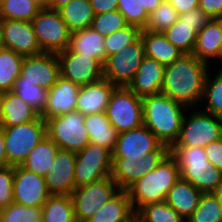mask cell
I'll return each instance as SVG.
<instances>
[{"mask_svg": "<svg viewBox=\"0 0 222 222\" xmlns=\"http://www.w3.org/2000/svg\"><path fill=\"white\" fill-rule=\"evenodd\" d=\"M209 65L192 54H184L172 64L165 66L161 93L195 109L202 102L203 90Z\"/></svg>", "mask_w": 222, "mask_h": 222, "instance_id": "cell-1", "label": "cell"}, {"mask_svg": "<svg viewBox=\"0 0 222 222\" xmlns=\"http://www.w3.org/2000/svg\"><path fill=\"white\" fill-rule=\"evenodd\" d=\"M143 125L171 148L178 139L186 106L160 93L142 98Z\"/></svg>", "mask_w": 222, "mask_h": 222, "instance_id": "cell-2", "label": "cell"}, {"mask_svg": "<svg viewBox=\"0 0 222 222\" xmlns=\"http://www.w3.org/2000/svg\"><path fill=\"white\" fill-rule=\"evenodd\" d=\"M179 179V166L169 153L155 169L126 189L134 213L147 204L165 201L169 190Z\"/></svg>", "mask_w": 222, "mask_h": 222, "instance_id": "cell-3", "label": "cell"}, {"mask_svg": "<svg viewBox=\"0 0 222 222\" xmlns=\"http://www.w3.org/2000/svg\"><path fill=\"white\" fill-rule=\"evenodd\" d=\"M170 154L179 166L180 178L202 193H214L222 182V172L208 161L204 148L172 146Z\"/></svg>", "mask_w": 222, "mask_h": 222, "instance_id": "cell-4", "label": "cell"}, {"mask_svg": "<svg viewBox=\"0 0 222 222\" xmlns=\"http://www.w3.org/2000/svg\"><path fill=\"white\" fill-rule=\"evenodd\" d=\"M1 128L7 162L14 167L21 166L30 151L47 136L46 122L40 115L31 122Z\"/></svg>", "mask_w": 222, "mask_h": 222, "instance_id": "cell-5", "label": "cell"}, {"mask_svg": "<svg viewBox=\"0 0 222 222\" xmlns=\"http://www.w3.org/2000/svg\"><path fill=\"white\" fill-rule=\"evenodd\" d=\"M184 115L181 130L173 146L202 147L222 138V118L202 109ZM194 111V112H193Z\"/></svg>", "mask_w": 222, "mask_h": 222, "instance_id": "cell-6", "label": "cell"}, {"mask_svg": "<svg viewBox=\"0 0 222 222\" xmlns=\"http://www.w3.org/2000/svg\"><path fill=\"white\" fill-rule=\"evenodd\" d=\"M85 115L73 111L46 120V134L59 149L78 152L89 143V135L84 124Z\"/></svg>", "mask_w": 222, "mask_h": 222, "instance_id": "cell-7", "label": "cell"}, {"mask_svg": "<svg viewBox=\"0 0 222 222\" xmlns=\"http://www.w3.org/2000/svg\"><path fill=\"white\" fill-rule=\"evenodd\" d=\"M118 133L143 125V102L128 87H116L105 111Z\"/></svg>", "mask_w": 222, "mask_h": 222, "instance_id": "cell-8", "label": "cell"}, {"mask_svg": "<svg viewBox=\"0 0 222 222\" xmlns=\"http://www.w3.org/2000/svg\"><path fill=\"white\" fill-rule=\"evenodd\" d=\"M31 24L42 52L57 54L68 48L71 32L58 10L43 7Z\"/></svg>", "mask_w": 222, "mask_h": 222, "instance_id": "cell-9", "label": "cell"}, {"mask_svg": "<svg viewBox=\"0 0 222 222\" xmlns=\"http://www.w3.org/2000/svg\"><path fill=\"white\" fill-rule=\"evenodd\" d=\"M144 57V44L139 36L118 53L106 57L103 62V78L108 79L116 87H127Z\"/></svg>", "mask_w": 222, "mask_h": 222, "instance_id": "cell-10", "label": "cell"}, {"mask_svg": "<svg viewBox=\"0 0 222 222\" xmlns=\"http://www.w3.org/2000/svg\"><path fill=\"white\" fill-rule=\"evenodd\" d=\"M112 152L100 145L89 143L76 152L75 188H80L111 176Z\"/></svg>", "mask_w": 222, "mask_h": 222, "instance_id": "cell-11", "label": "cell"}, {"mask_svg": "<svg viewBox=\"0 0 222 222\" xmlns=\"http://www.w3.org/2000/svg\"><path fill=\"white\" fill-rule=\"evenodd\" d=\"M120 189L111 177L76 188L71 194L77 222H87Z\"/></svg>", "mask_w": 222, "mask_h": 222, "instance_id": "cell-12", "label": "cell"}, {"mask_svg": "<svg viewBox=\"0 0 222 222\" xmlns=\"http://www.w3.org/2000/svg\"><path fill=\"white\" fill-rule=\"evenodd\" d=\"M148 151H170L145 126L118 134L112 151V159L139 160Z\"/></svg>", "mask_w": 222, "mask_h": 222, "instance_id": "cell-13", "label": "cell"}, {"mask_svg": "<svg viewBox=\"0 0 222 222\" xmlns=\"http://www.w3.org/2000/svg\"><path fill=\"white\" fill-rule=\"evenodd\" d=\"M60 73L65 79L82 86L103 78V63L93 56L81 55L66 49L57 53Z\"/></svg>", "mask_w": 222, "mask_h": 222, "instance_id": "cell-14", "label": "cell"}, {"mask_svg": "<svg viewBox=\"0 0 222 222\" xmlns=\"http://www.w3.org/2000/svg\"><path fill=\"white\" fill-rule=\"evenodd\" d=\"M170 151H148L139 160L112 159L111 178L119 189L126 190L136 180L155 169Z\"/></svg>", "mask_w": 222, "mask_h": 222, "instance_id": "cell-15", "label": "cell"}, {"mask_svg": "<svg viewBox=\"0 0 222 222\" xmlns=\"http://www.w3.org/2000/svg\"><path fill=\"white\" fill-rule=\"evenodd\" d=\"M1 47L24 57L43 53L30 21L1 20Z\"/></svg>", "mask_w": 222, "mask_h": 222, "instance_id": "cell-16", "label": "cell"}, {"mask_svg": "<svg viewBox=\"0 0 222 222\" xmlns=\"http://www.w3.org/2000/svg\"><path fill=\"white\" fill-rule=\"evenodd\" d=\"M76 152L59 149L47 174L45 184L50 195L71 196L75 188Z\"/></svg>", "mask_w": 222, "mask_h": 222, "instance_id": "cell-17", "label": "cell"}, {"mask_svg": "<svg viewBox=\"0 0 222 222\" xmlns=\"http://www.w3.org/2000/svg\"><path fill=\"white\" fill-rule=\"evenodd\" d=\"M13 194L14 203L29 207H42L51 196L44 177L21 166L14 167Z\"/></svg>", "mask_w": 222, "mask_h": 222, "instance_id": "cell-18", "label": "cell"}, {"mask_svg": "<svg viewBox=\"0 0 222 222\" xmlns=\"http://www.w3.org/2000/svg\"><path fill=\"white\" fill-rule=\"evenodd\" d=\"M20 76L26 81L35 82L44 89H50L61 76L60 62L55 53H41L24 57Z\"/></svg>", "mask_w": 222, "mask_h": 222, "instance_id": "cell-19", "label": "cell"}, {"mask_svg": "<svg viewBox=\"0 0 222 222\" xmlns=\"http://www.w3.org/2000/svg\"><path fill=\"white\" fill-rule=\"evenodd\" d=\"M79 89V85L60 76L49 89L46 107L40 116L46 121L75 111Z\"/></svg>", "mask_w": 222, "mask_h": 222, "instance_id": "cell-20", "label": "cell"}, {"mask_svg": "<svg viewBox=\"0 0 222 222\" xmlns=\"http://www.w3.org/2000/svg\"><path fill=\"white\" fill-rule=\"evenodd\" d=\"M165 66L158 61L144 57L133 80L127 86L138 97L144 98L161 93Z\"/></svg>", "mask_w": 222, "mask_h": 222, "instance_id": "cell-21", "label": "cell"}, {"mask_svg": "<svg viewBox=\"0 0 222 222\" xmlns=\"http://www.w3.org/2000/svg\"><path fill=\"white\" fill-rule=\"evenodd\" d=\"M115 88L116 86L105 78L80 86L75 111L84 115L105 112Z\"/></svg>", "mask_w": 222, "mask_h": 222, "instance_id": "cell-22", "label": "cell"}, {"mask_svg": "<svg viewBox=\"0 0 222 222\" xmlns=\"http://www.w3.org/2000/svg\"><path fill=\"white\" fill-rule=\"evenodd\" d=\"M40 114L12 91L0 97V127H12L35 120Z\"/></svg>", "mask_w": 222, "mask_h": 222, "instance_id": "cell-23", "label": "cell"}, {"mask_svg": "<svg viewBox=\"0 0 222 222\" xmlns=\"http://www.w3.org/2000/svg\"><path fill=\"white\" fill-rule=\"evenodd\" d=\"M221 42L222 19H210L198 32L192 55L210 65L212 59L218 58Z\"/></svg>", "mask_w": 222, "mask_h": 222, "instance_id": "cell-24", "label": "cell"}, {"mask_svg": "<svg viewBox=\"0 0 222 222\" xmlns=\"http://www.w3.org/2000/svg\"><path fill=\"white\" fill-rule=\"evenodd\" d=\"M202 195L190 182L180 178L169 190L165 202L186 221L197 208Z\"/></svg>", "mask_w": 222, "mask_h": 222, "instance_id": "cell-25", "label": "cell"}, {"mask_svg": "<svg viewBox=\"0 0 222 222\" xmlns=\"http://www.w3.org/2000/svg\"><path fill=\"white\" fill-rule=\"evenodd\" d=\"M135 213L126 190H119L87 222H134Z\"/></svg>", "mask_w": 222, "mask_h": 222, "instance_id": "cell-26", "label": "cell"}, {"mask_svg": "<svg viewBox=\"0 0 222 222\" xmlns=\"http://www.w3.org/2000/svg\"><path fill=\"white\" fill-rule=\"evenodd\" d=\"M140 36L144 44L145 57L154 59L164 66L172 64L184 55L161 32L142 30Z\"/></svg>", "mask_w": 222, "mask_h": 222, "instance_id": "cell-27", "label": "cell"}, {"mask_svg": "<svg viewBox=\"0 0 222 222\" xmlns=\"http://www.w3.org/2000/svg\"><path fill=\"white\" fill-rule=\"evenodd\" d=\"M105 36L91 27L77 30L70 34L68 50L81 55L93 56L102 63L106 59V49L104 45Z\"/></svg>", "mask_w": 222, "mask_h": 222, "instance_id": "cell-28", "label": "cell"}, {"mask_svg": "<svg viewBox=\"0 0 222 222\" xmlns=\"http://www.w3.org/2000/svg\"><path fill=\"white\" fill-rule=\"evenodd\" d=\"M84 124L90 143L113 151L119 133L110 124L105 112L85 115Z\"/></svg>", "mask_w": 222, "mask_h": 222, "instance_id": "cell-29", "label": "cell"}, {"mask_svg": "<svg viewBox=\"0 0 222 222\" xmlns=\"http://www.w3.org/2000/svg\"><path fill=\"white\" fill-rule=\"evenodd\" d=\"M58 146L47 136L29 153L21 167L44 177L58 152Z\"/></svg>", "mask_w": 222, "mask_h": 222, "instance_id": "cell-30", "label": "cell"}, {"mask_svg": "<svg viewBox=\"0 0 222 222\" xmlns=\"http://www.w3.org/2000/svg\"><path fill=\"white\" fill-rule=\"evenodd\" d=\"M58 12L71 33L91 27L95 17L89 0H72L59 8Z\"/></svg>", "mask_w": 222, "mask_h": 222, "instance_id": "cell-31", "label": "cell"}, {"mask_svg": "<svg viewBox=\"0 0 222 222\" xmlns=\"http://www.w3.org/2000/svg\"><path fill=\"white\" fill-rule=\"evenodd\" d=\"M41 222H77L71 196L51 195L42 206Z\"/></svg>", "mask_w": 222, "mask_h": 222, "instance_id": "cell-32", "label": "cell"}, {"mask_svg": "<svg viewBox=\"0 0 222 222\" xmlns=\"http://www.w3.org/2000/svg\"><path fill=\"white\" fill-rule=\"evenodd\" d=\"M24 56L0 47V94L12 91L20 77Z\"/></svg>", "mask_w": 222, "mask_h": 222, "instance_id": "cell-33", "label": "cell"}, {"mask_svg": "<svg viewBox=\"0 0 222 222\" xmlns=\"http://www.w3.org/2000/svg\"><path fill=\"white\" fill-rule=\"evenodd\" d=\"M42 8L38 0H0V20L31 22Z\"/></svg>", "mask_w": 222, "mask_h": 222, "instance_id": "cell-34", "label": "cell"}, {"mask_svg": "<svg viewBox=\"0 0 222 222\" xmlns=\"http://www.w3.org/2000/svg\"><path fill=\"white\" fill-rule=\"evenodd\" d=\"M166 39L184 54H192L198 32L180 17L169 28L162 32Z\"/></svg>", "mask_w": 222, "mask_h": 222, "instance_id": "cell-35", "label": "cell"}, {"mask_svg": "<svg viewBox=\"0 0 222 222\" xmlns=\"http://www.w3.org/2000/svg\"><path fill=\"white\" fill-rule=\"evenodd\" d=\"M12 92L28 103L39 114L46 107L49 90L35 85V82L26 81L25 78L20 76L16 80Z\"/></svg>", "mask_w": 222, "mask_h": 222, "instance_id": "cell-36", "label": "cell"}, {"mask_svg": "<svg viewBox=\"0 0 222 222\" xmlns=\"http://www.w3.org/2000/svg\"><path fill=\"white\" fill-rule=\"evenodd\" d=\"M202 101L207 103L204 107L205 109H202L203 111L222 118V68L218 69L217 74L213 78L212 75L210 76V71L208 72Z\"/></svg>", "mask_w": 222, "mask_h": 222, "instance_id": "cell-37", "label": "cell"}, {"mask_svg": "<svg viewBox=\"0 0 222 222\" xmlns=\"http://www.w3.org/2000/svg\"><path fill=\"white\" fill-rule=\"evenodd\" d=\"M136 222H185L165 201L147 204L135 213Z\"/></svg>", "mask_w": 222, "mask_h": 222, "instance_id": "cell-38", "label": "cell"}, {"mask_svg": "<svg viewBox=\"0 0 222 222\" xmlns=\"http://www.w3.org/2000/svg\"><path fill=\"white\" fill-rule=\"evenodd\" d=\"M185 222H222V203L214 193H203L197 208Z\"/></svg>", "mask_w": 222, "mask_h": 222, "instance_id": "cell-39", "label": "cell"}, {"mask_svg": "<svg viewBox=\"0 0 222 222\" xmlns=\"http://www.w3.org/2000/svg\"><path fill=\"white\" fill-rule=\"evenodd\" d=\"M179 18L176 9L164 0L153 12L148 14L145 27L142 30L163 32L175 23Z\"/></svg>", "mask_w": 222, "mask_h": 222, "instance_id": "cell-40", "label": "cell"}, {"mask_svg": "<svg viewBox=\"0 0 222 222\" xmlns=\"http://www.w3.org/2000/svg\"><path fill=\"white\" fill-rule=\"evenodd\" d=\"M42 207H29L18 203L0 210L2 222H41Z\"/></svg>", "mask_w": 222, "mask_h": 222, "instance_id": "cell-41", "label": "cell"}, {"mask_svg": "<svg viewBox=\"0 0 222 222\" xmlns=\"http://www.w3.org/2000/svg\"><path fill=\"white\" fill-rule=\"evenodd\" d=\"M141 31L137 26L128 25L105 36L106 57L118 53L124 46L134 42L140 36Z\"/></svg>", "mask_w": 222, "mask_h": 222, "instance_id": "cell-42", "label": "cell"}, {"mask_svg": "<svg viewBox=\"0 0 222 222\" xmlns=\"http://www.w3.org/2000/svg\"><path fill=\"white\" fill-rule=\"evenodd\" d=\"M128 25L124 16L118 10H113L103 14H96L92 21L91 28L101 35L107 36Z\"/></svg>", "mask_w": 222, "mask_h": 222, "instance_id": "cell-43", "label": "cell"}, {"mask_svg": "<svg viewBox=\"0 0 222 222\" xmlns=\"http://www.w3.org/2000/svg\"><path fill=\"white\" fill-rule=\"evenodd\" d=\"M118 11L124 16L129 25L139 27L141 30L145 27L148 19V13L139 0H119Z\"/></svg>", "mask_w": 222, "mask_h": 222, "instance_id": "cell-44", "label": "cell"}, {"mask_svg": "<svg viewBox=\"0 0 222 222\" xmlns=\"http://www.w3.org/2000/svg\"><path fill=\"white\" fill-rule=\"evenodd\" d=\"M14 166L0 169V210L14 203Z\"/></svg>", "mask_w": 222, "mask_h": 222, "instance_id": "cell-45", "label": "cell"}, {"mask_svg": "<svg viewBox=\"0 0 222 222\" xmlns=\"http://www.w3.org/2000/svg\"><path fill=\"white\" fill-rule=\"evenodd\" d=\"M179 17L184 20L185 23L196 26V31L199 32L210 18L198 7L191 9L189 12L180 14Z\"/></svg>", "mask_w": 222, "mask_h": 222, "instance_id": "cell-46", "label": "cell"}, {"mask_svg": "<svg viewBox=\"0 0 222 222\" xmlns=\"http://www.w3.org/2000/svg\"><path fill=\"white\" fill-rule=\"evenodd\" d=\"M208 161L222 172V138L204 147Z\"/></svg>", "mask_w": 222, "mask_h": 222, "instance_id": "cell-47", "label": "cell"}, {"mask_svg": "<svg viewBox=\"0 0 222 222\" xmlns=\"http://www.w3.org/2000/svg\"><path fill=\"white\" fill-rule=\"evenodd\" d=\"M198 7L210 19H222V0H199Z\"/></svg>", "mask_w": 222, "mask_h": 222, "instance_id": "cell-48", "label": "cell"}, {"mask_svg": "<svg viewBox=\"0 0 222 222\" xmlns=\"http://www.w3.org/2000/svg\"><path fill=\"white\" fill-rule=\"evenodd\" d=\"M93 11L96 14H103L108 11L118 10L119 0H89Z\"/></svg>", "mask_w": 222, "mask_h": 222, "instance_id": "cell-49", "label": "cell"}, {"mask_svg": "<svg viewBox=\"0 0 222 222\" xmlns=\"http://www.w3.org/2000/svg\"><path fill=\"white\" fill-rule=\"evenodd\" d=\"M177 11V13L184 14L191 9L198 8L199 0H167Z\"/></svg>", "mask_w": 222, "mask_h": 222, "instance_id": "cell-50", "label": "cell"}, {"mask_svg": "<svg viewBox=\"0 0 222 222\" xmlns=\"http://www.w3.org/2000/svg\"><path fill=\"white\" fill-rule=\"evenodd\" d=\"M8 166L9 165L6 158L3 128L0 127V169Z\"/></svg>", "mask_w": 222, "mask_h": 222, "instance_id": "cell-51", "label": "cell"}, {"mask_svg": "<svg viewBox=\"0 0 222 222\" xmlns=\"http://www.w3.org/2000/svg\"><path fill=\"white\" fill-rule=\"evenodd\" d=\"M147 13L153 12L164 0H139Z\"/></svg>", "mask_w": 222, "mask_h": 222, "instance_id": "cell-52", "label": "cell"}, {"mask_svg": "<svg viewBox=\"0 0 222 222\" xmlns=\"http://www.w3.org/2000/svg\"><path fill=\"white\" fill-rule=\"evenodd\" d=\"M72 0H52L51 3L47 6V8L58 10L62 6L70 3Z\"/></svg>", "mask_w": 222, "mask_h": 222, "instance_id": "cell-53", "label": "cell"}, {"mask_svg": "<svg viewBox=\"0 0 222 222\" xmlns=\"http://www.w3.org/2000/svg\"><path fill=\"white\" fill-rule=\"evenodd\" d=\"M214 194L218 198V200L222 203V182L219 184Z\"/></svg>", "mask_w": 222, "mask_h": 222, "instance_id": "cell-54", "label": "cell"}, {"mask_svg": "<svg viewBox=\"0 0 222 222\" xmlns=\"http://www.w3.org/2000/svg\"><path fill=\"white\" fill-rule=\"evenodd\" d=\"M52 0H38V2L43 6V7H47Z\"/></svg>", "mask_w": 222, "mask_h": 222, "instance_id": "cell-55", "label": "cell"}, {"mask_svg": "<svg viewBox=\"0 0 222 222\" xmlns=\"http://www.w3.org/2000/svg\"><path fill=\"white\" fill-rule=\"evenodd\" d=\"M217 59H221L222 60V42L220 43V47H219V51H218V58ZM222 68V67H220Z\"/></svg>", "mask_w": 222, "mask_h": 222, "instance_id": "cell-56", "label": "cell"}, {"mask_svg": "<svg viewBox=\"0 0 222 222\" xmlns=\"http://www.w3.org/2000/svg\"><path fill=\"white\" fill-rule=\"evenodd\" d=\"M0 47H1V20H0Z\"/></svg>", "mask_w": 222, "mask_h": 222, "instance_id": "cell-57", "label": "cell"}]
</instances>
